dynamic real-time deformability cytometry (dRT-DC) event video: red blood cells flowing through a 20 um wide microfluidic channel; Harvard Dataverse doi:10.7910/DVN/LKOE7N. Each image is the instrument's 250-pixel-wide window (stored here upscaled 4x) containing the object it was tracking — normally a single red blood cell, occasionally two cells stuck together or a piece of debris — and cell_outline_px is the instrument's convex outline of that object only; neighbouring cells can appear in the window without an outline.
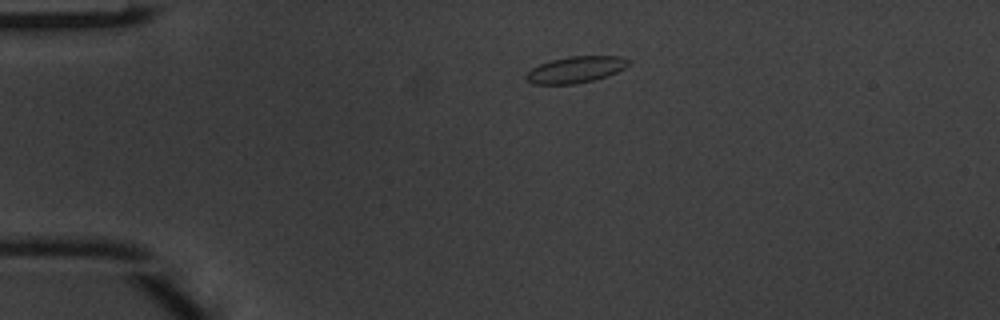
{"species": "common noctule bat (a hibernating species)", "species_latin": "Nyctalus noctula", "temperature_condition": "warm", "stored_images_in_passage": 2, "camera_frame_rate_fps": 3000, "um_per_image_px": 0.085, "animal": {"sex": "male", "body_mass_g": 20.1, "forearm_length_mm": 53.5}, "frame": {"image": 1, "passage_image": 1, "time_ms": 0.0, "image_size_px": [1000, 320], "cell_outline_px": [[632, 64], [616, 72], [592, 80], [576, 84], [532, 84], [524, 76], [532, 68], [540, 64], [552, 60], [568, 56], [616, 56], [632, 60]], "centroid_in_image_um": [48.95, 5.91], "position_along_channel_um": 36.1, "area_um2": 15.66}}